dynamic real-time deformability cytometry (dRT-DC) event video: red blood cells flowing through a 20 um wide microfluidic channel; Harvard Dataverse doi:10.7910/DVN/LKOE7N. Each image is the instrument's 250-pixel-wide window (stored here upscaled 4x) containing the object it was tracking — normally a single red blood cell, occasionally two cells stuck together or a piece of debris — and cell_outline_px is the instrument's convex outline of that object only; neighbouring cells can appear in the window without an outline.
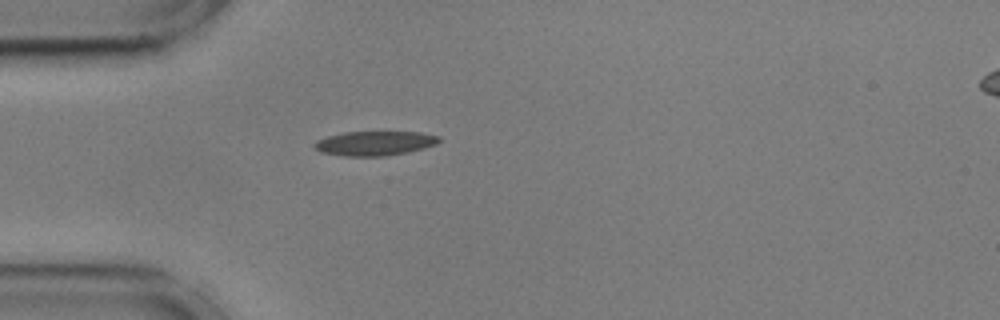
{"species": "common noctule bat (a hibernating species)", "species_latin": "Nyctalus noctula", "temperature_condition": "cold", "stored_images_in_passage": 41, "camera_frame_rate_fps": 3000, "um_per_image_px": 0.085, "animal": {"sex": "male", "body_mass_g": 17.9, "forearm_length_mm": 54.2}, "frame": {"image": 1, "passage_image": 1, "time_ms": 0.0, "image_size_px": [1000, 320], "cell_outline_px": [[440, 140], [436, 144], [424, 148], [408, 152], [384, 156], [344, 156], [320, 152], [312, 144], [316, 140], [328, 136], [344, 132], [420, 132], [440, 136]], "centroid_in_image_um": [31.84, 12.18], "position_along_channel_um": 53.2, "area_um2": 17.74}}
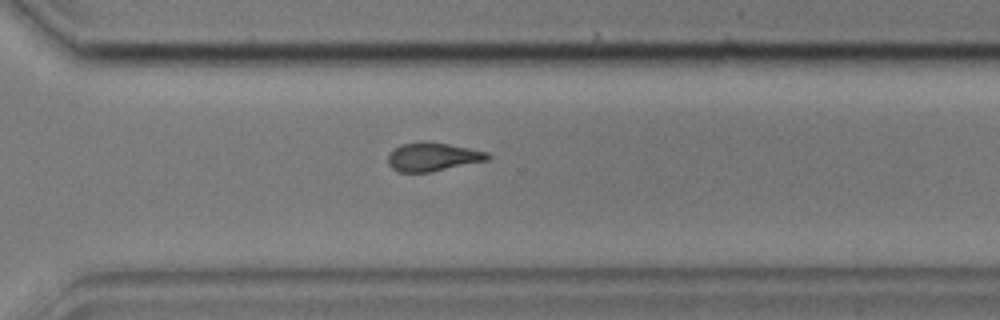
{"frame": {"image": 2, "passage_image": 25, "time_ms": 8.0, "image_size_px": [1000, 320], "cell_outline_px": [[492, 156], [488, 160], [428, 172], [396, 172], [388, 164], [388, 156], [400, 144], [420, 140], [448, 144], [488, 152]], "centroid_in_image_um": [36.77, 13.32], "position_along_channel_um": 333.8, "area_um2": 16.53}}
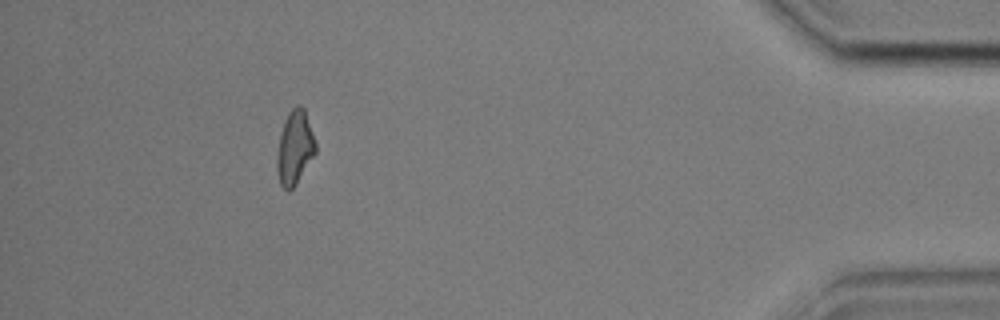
{"frame": {"image": 3, "passage_image": 36, "time_ms": 11.667, "image_size_px": [1000, 320], "cell_outline_px": [[316, 152], [296, 184], [288, 192], [280, 184], [276, 172], [276, 156], [280, 132], [284, 120], [288, 112], [296, 104], [300, 104], [304, 108], [316, 144]], "centroid_in_image_um": [25.02, 12.54], "position_along_channel_um": 410.2, "area_um2": 16.76}, "authors_computed_cell_mechanics": {"area_um2": 17.1088, "velocity_mm_per_s": 3.5957, "shape_relaxation_time_tau1_ms": 6.6732, "shape_relaxation_time_tau2_ms": 4.5816, "deformation_change_tau1": 0.1504, "deformation_change_tau2": 0.1165}}